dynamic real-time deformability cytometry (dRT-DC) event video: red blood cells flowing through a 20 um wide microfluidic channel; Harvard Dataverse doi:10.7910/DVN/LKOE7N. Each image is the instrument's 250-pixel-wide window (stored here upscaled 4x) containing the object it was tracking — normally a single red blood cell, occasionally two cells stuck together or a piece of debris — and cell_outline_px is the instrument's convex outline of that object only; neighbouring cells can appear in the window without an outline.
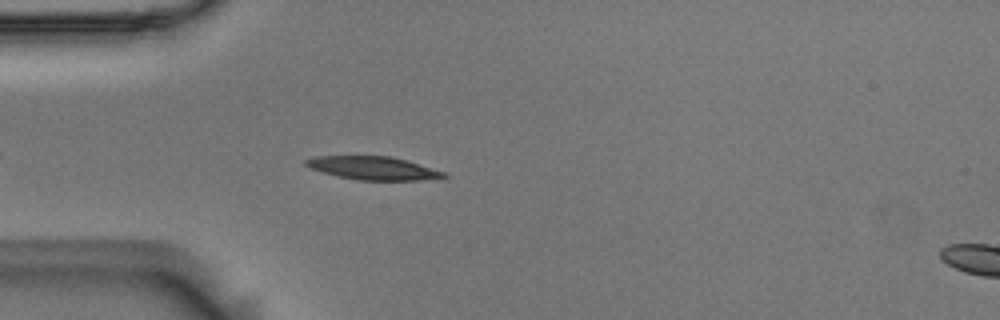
{"species": "Egyptian fruit bat (a non-hibernating species)", "species_latin": "Rousettus aegyptiacus", "temperature_condition": "room temperature", "stored_images_in_passage": 17, "camera_frame_rate_fps": 3000, "um_per_image_px": 0.085, "animal": {"sex": "male"}, "frame": {"image": 1, "passage_image": 6, "time_ms": 1.667, "image_size_px": [1000, 320], "cell_outline_px": [[448, 176], [440, 180], [360, 180], [336, 176], [312, 168], [304, 164], [304, 160], [316, 156], [392, 156], [448, 172]], "centroid_in_image_um": [31.84, 14.3], "position_along_channel_um": 53.2, "area_um2": 18.9}}
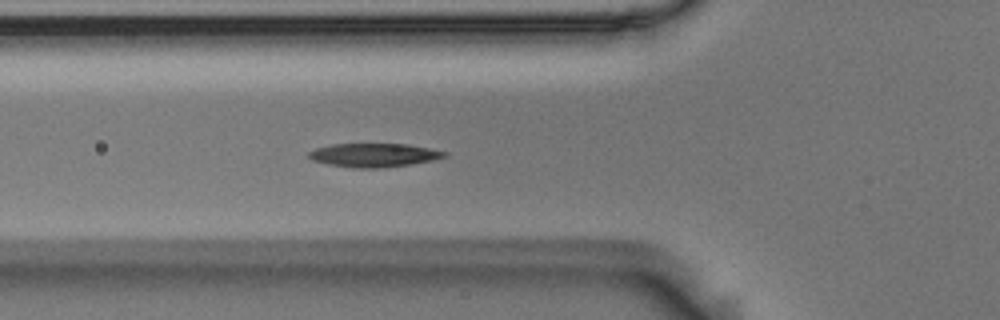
{"frame": {"image": 2, "passage_image": 10, "time_ms": 3.0, "image_size_px": [1000, 320], "cell_outline_px": [[448, 156], [432, 160], [412, 164], [380, 168], [352, 168], [328, 164], [312, 160], [308, 156], [308, 152], [316, 148], [332, 144], [408, 144], [448, 152]], "centroid_in_image_um": [31.78, 13.19], "position_along_channel_um": 94.0, "area_um2": 18.73}}
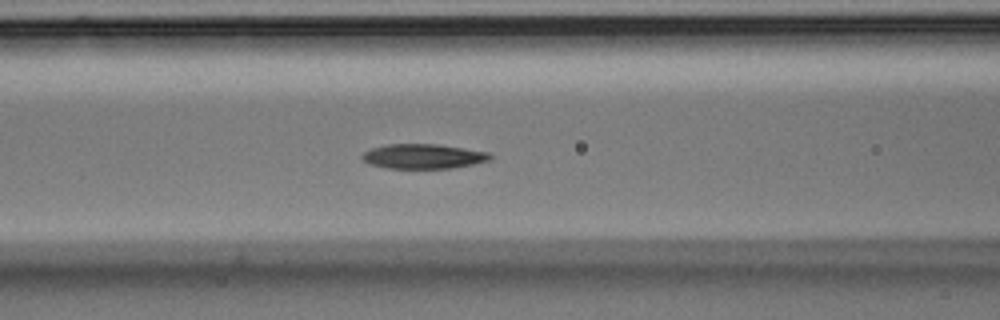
{"frame": {"image": 3, "passage_image": 13, "time_ms": 4.0, "image_size_px": [1000, 320], "cell_outline_px": [[492, 156], [488, 160], [472, 164], [452, 168], [388, 168], [368, 164], [360, 156], [364, 152], [372, 148], [388, 144], [440, 144], [488, 152]], "centroid_in_image_um": [35.95, 13.28], "position_along_channel_um": 130.7, "area_um2": 18.32}}